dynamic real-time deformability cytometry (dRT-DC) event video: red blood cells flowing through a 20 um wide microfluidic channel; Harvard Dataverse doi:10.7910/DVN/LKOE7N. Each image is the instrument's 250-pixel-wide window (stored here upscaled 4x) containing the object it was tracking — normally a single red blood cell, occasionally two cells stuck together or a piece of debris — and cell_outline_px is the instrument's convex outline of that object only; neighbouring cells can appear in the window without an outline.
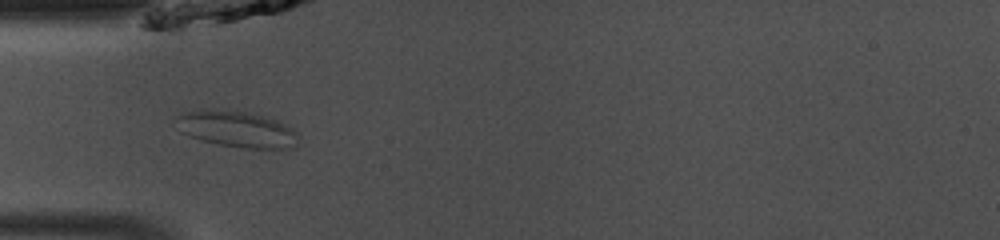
{"species": "common noctule bat (a hibernating species)", "species_latin": "Nyctalus noctula", "temperature_condition": "room temperature", "stored_images_in_passage": 23, "camera_frame_rate_fps": 3000, "um_per_image_px": 0.085, "animal": {"sex": "male", "body_mass_g": 13.0, "forearm_length_mm": 53.1}, "frame": {"image": 1, "passage_image": 3, "time_ms": 0.667, "image_size_px": [1000, 240], "cell_outline_px": [[296, 148], [244, 148], [220, 144], [200, 140], [180, 132], [172, 120], [176, 116], [188, 112], [212, 108], [228, 108], [276, 120], [292, 128], [296, 132]], "centroid_in_image_um": [20.05, 10.96], "position_along_channel_um": 65.0, "area_um2": 25.89}}
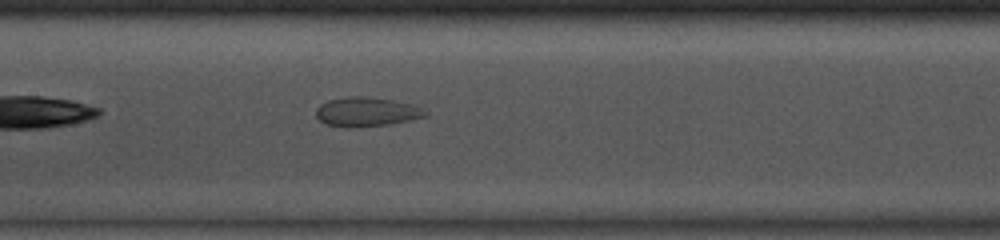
{"frame": {"image": 2, "passage_image": 11, "time_ms": 3.333, "image_size_px": [1000, 240], "cell_outline_px": [[428, 116], [388, 124], [352, 128], [344, 128], [328, 124], [320, 120], [316, 116], [316, 108], [320, 104], [328, 100], [344, 96], [368, 96], [392, 100], [412, 104], [424, 108], [428, 112]], "centroid_in_image_um": [31.15, 9.5], "position_along_channel_um": 176.2, "area_um2": 18.84}}
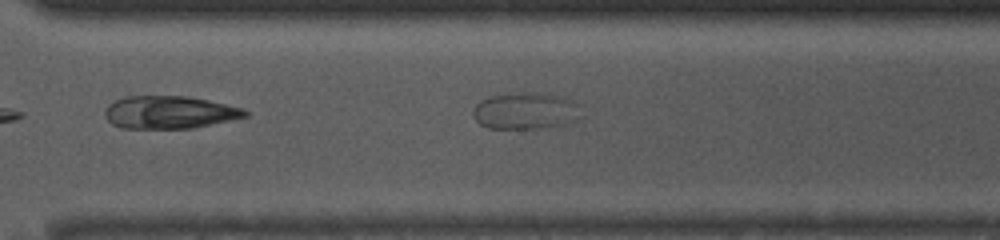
{"frame": {"image": 3, "passage_image": 22, "time_ms": 7.0, "image_size_px": [1000, 240], "cell_outline_px": [[248, 116], [192, 128], [120, 128], [112, 124], [104, 116], [104, 112], [108, 104], [124, 96], [188, 96], [208, 100], [244, 108], [248, 112]], "centroid_in_image_um": [14.38, 9.54], "position_along_channel_um": 356.2, "area_um2": 26.7}}